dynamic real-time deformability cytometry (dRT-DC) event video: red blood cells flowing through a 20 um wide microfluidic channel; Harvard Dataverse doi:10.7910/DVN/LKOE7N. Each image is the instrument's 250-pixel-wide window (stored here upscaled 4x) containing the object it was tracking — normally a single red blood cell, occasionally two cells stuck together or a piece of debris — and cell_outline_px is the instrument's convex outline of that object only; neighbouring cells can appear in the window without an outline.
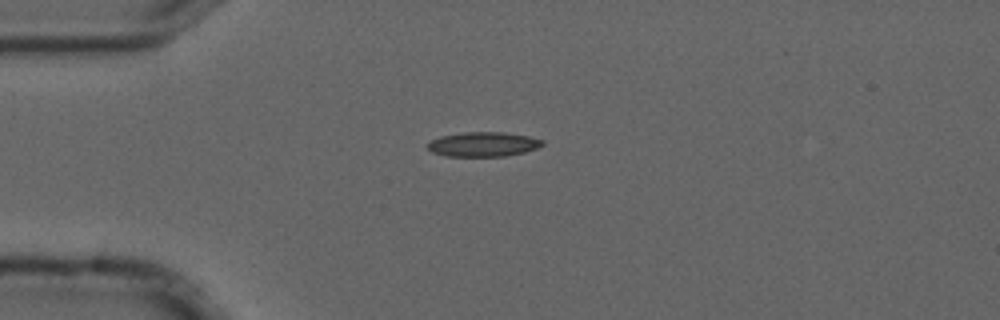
{"species": "common noctule bat (a hibernating species)", "species_latin": "Nyctalus noctula", "temperature_condition": "cold", "stored_images_in_passage": 5, "camera_frame_rate_fps": 3000, "um_per_image_px": 0.085, "animal": {"sex": "male", "forearm_length_mm": 52.5}, "frame": {"image": 1, "passage_image": 1, "time_ms": 0.0, "image_size_px": [1000, 320], "cell_outline_px": [[544, 144], [536, 148], [524, 152], [504, 156], [448, 156], [432, 152], [428, 148], [428, 144], [432, 140], [440, 136], [464, 132], [504, 132], [528, 136], [544, 140]], "centroid_in_image_um": [41.09, 12.26], "position_along_channel_um": 43.9, "area_um2": 16.3}}
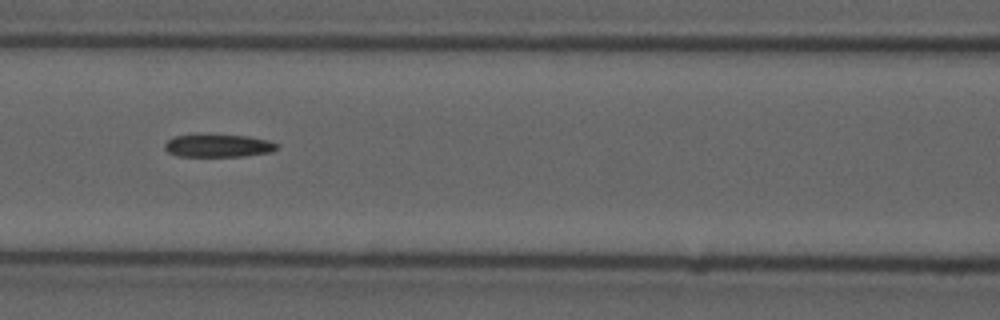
{"frame": {"image": 2, "passage_image": 4, "time_ms": 1.0, "image_size_px": [1000, 320], "cell_outline_px": [[280, 148], [272, 152], [244, 156], [176, 156], [168, 152], [164, 148], [164, 144], [168, 140], [176, 136], [248, 136], [268, 140], [280, 144]], "centroid_in_image_um": [18.62, 12.41], "position_along_channel_um": 148.0, "area_um2": 14.62}}
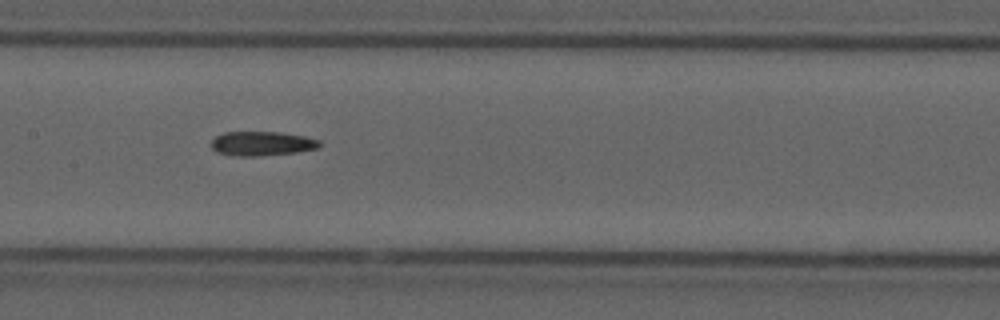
{"frame": {"image": 3, "passage_image": 5, "time_ms": 1.333, "image_size_px": [1000, 320], "cell_outline_px": [[324, 144], [320, 148], [296, 152], [260, 156], [236, 156], [216, 152], [212, 148], [212, 140], [216, 136], [224, 132], [280, 132], [304, 136], [320, 140]], "centroid_in_image_um": [22.31, 12.2], "position_along_channel_um": 185.1, "area_um2": 15.49}}